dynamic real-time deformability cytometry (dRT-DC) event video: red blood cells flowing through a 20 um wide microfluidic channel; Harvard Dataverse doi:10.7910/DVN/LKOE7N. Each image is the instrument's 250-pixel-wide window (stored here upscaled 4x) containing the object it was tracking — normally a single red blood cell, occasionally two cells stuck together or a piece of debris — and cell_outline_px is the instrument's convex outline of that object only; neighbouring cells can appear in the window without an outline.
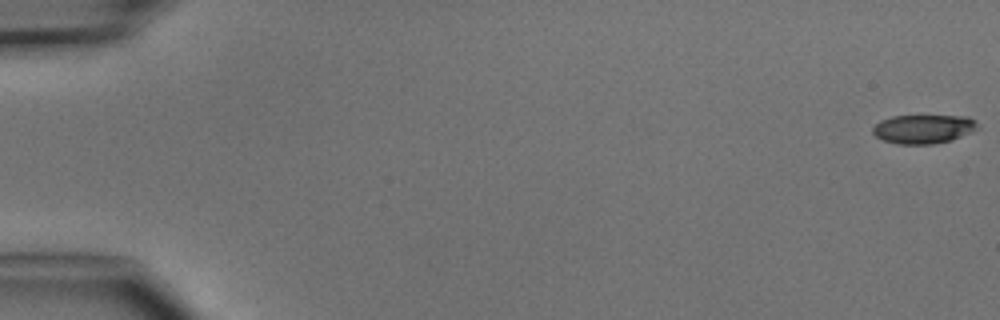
{"species": "common noctule bat (a hibernating species)", "species_latin": "Nyctalus noctula", "temperature_condition": "cold", "stored_images_in_passage": 5, "camera_frame_rate_fps": 3000, "um_per_image_px": 0.085, "animal": {"sex": "male", "body_mass_g": 15.6}, "frame": {"image": 1, "passage_image": 1, "time_ms": 0.0, "image_size_px": [1000, 320], "cell_outline_px": [[980, 128], [952, 140], [932, 144], [900, 144], [884, 140], [876, 136], [872, 132], [872, 128], [880, 120], [892, 116], [968, 116], [976, 120]], "centroid_in_image_um": [78.52, 10.96], "position_along_channel_um": 6.5, "area_um2": 17.69}}